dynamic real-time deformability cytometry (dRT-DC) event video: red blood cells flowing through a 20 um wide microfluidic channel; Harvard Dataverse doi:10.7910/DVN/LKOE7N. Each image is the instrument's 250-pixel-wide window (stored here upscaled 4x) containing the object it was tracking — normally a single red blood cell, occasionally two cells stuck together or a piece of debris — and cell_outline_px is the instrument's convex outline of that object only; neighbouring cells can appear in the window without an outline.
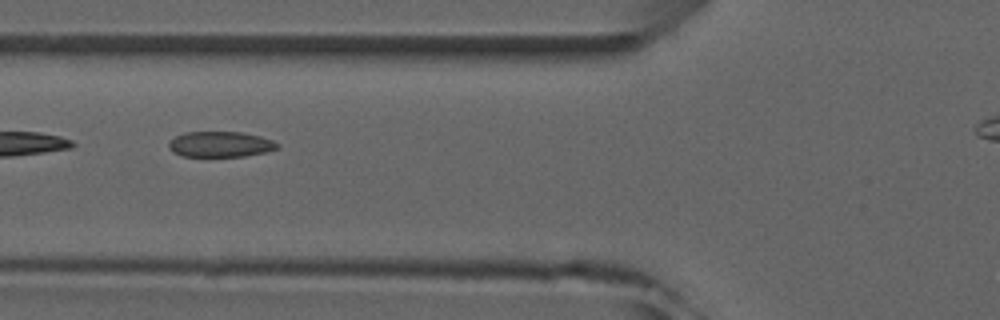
{"species": "common noctule bat (a hibernating species)", "species_latin": "Nyctalus noctula", "temperature_condition": "room temperature", "stored_images_in_passage": 7, "camera_frame_rate_fps": 3000, "um_per_image_px": 0.085, "animal": {"sex": "male", "forearm_length_mm": 52.5}, "frame": {"image": 1, "passage_image": 4, "time_ms": 4.333, "image_size_px": [1000, 320], "cell_outline_px": [[280, 148], [268, 152], [244, 156], [184, 156], [172, 152], [168, 148], [168, 144], [176, 136], [184, 132], [240, 132], [260, 136], [272, 140], [280, 144]], "centroid_in_image_um": [18.77, 12.27], "position_along_channel_um": 107.0, "area_um2": 16.24}}
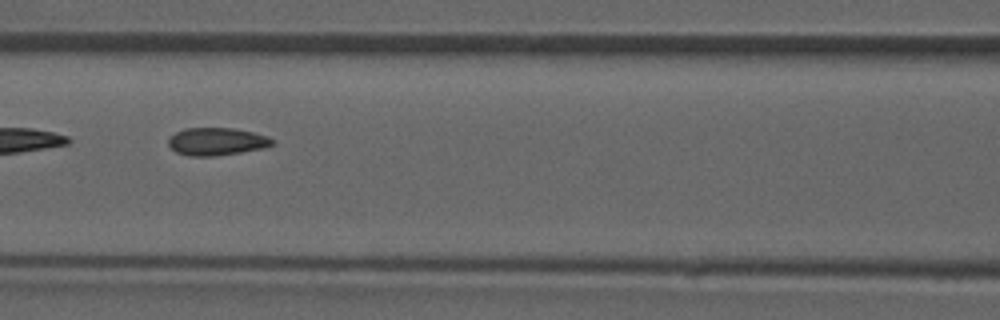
{"frame": {"image": 2, "passage_image": 5, "time_ms": 5.333, "image_size_px": [1000, 320], "cell_outline_px": [[276, 144], [264, 148], [240, 152], [212, 156], [192, 156], [176, 152], [168, 144], [168, 140], [176, 132], [184, 128], [236, 128], [268, 136], [276, 140]], "centroid_in_image_um": [18.47, 12.02], "position_along_channel_um": 148.1, "area_um2": 16.76}}